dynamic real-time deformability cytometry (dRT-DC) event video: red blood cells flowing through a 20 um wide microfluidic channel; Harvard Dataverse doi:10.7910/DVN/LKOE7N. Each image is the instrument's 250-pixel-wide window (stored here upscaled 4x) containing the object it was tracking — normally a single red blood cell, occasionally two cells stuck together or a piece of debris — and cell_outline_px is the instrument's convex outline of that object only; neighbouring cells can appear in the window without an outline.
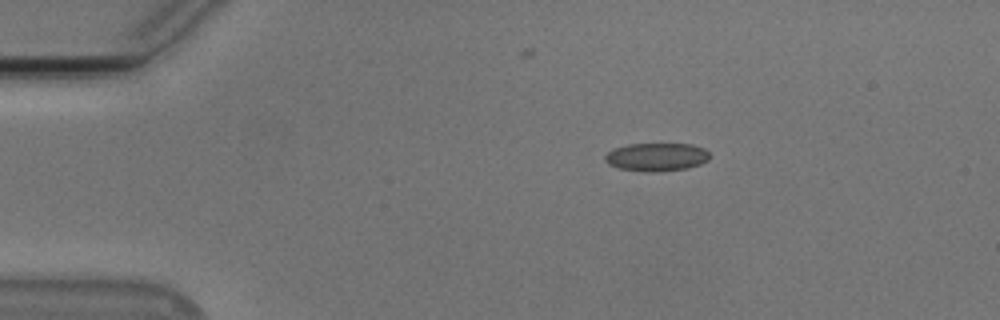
{"species": "Egyptian fruit bat (a non-hibernating species)", "species_latin": "Rousettus aegyptiacus", "temperature_condition": "cold", "stored_images_in_passage": 45, "camera_frame_rate_fps": 3000, "um_per_image_px": 0.085, "animal": {"sex": "male"}, "frame": {"image": 1, "passage_image": 1, "time_ms": 0.0, "image_size_px": [1000, 320], "cell_outline_px": [[712, 156], [708, 160], [700, 164], [688, 168], [648, 172], [620, 168], [608, 164], [604, 160], [604, 156], [608, 152], [616, 148], [628, 144], [692, 144], [704, 148]], "centroid_in_image_um": [55.83, 13.34], "position_along_channel_um": 29.2, "area_um2": 17.11}}
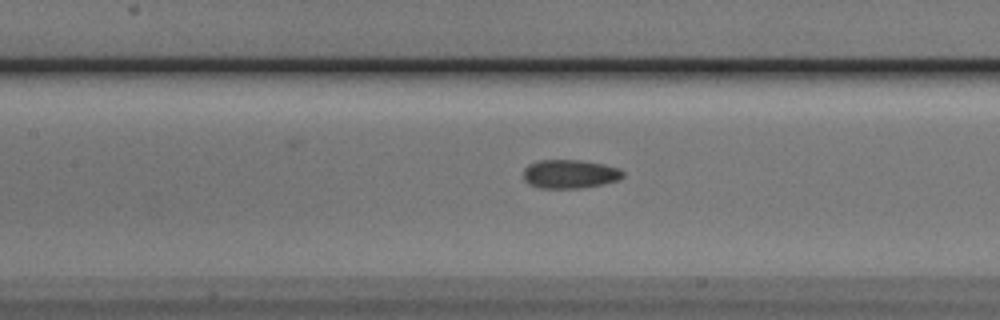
{"frame": {"image": 2, "passage_image": 16, "time_ms": 5.0, "image_size_px": [1000, 320], "cell_outline_px": [[624, 176], [620, 180], [604, 184], [580, 188], [540, 188], [528, 184], [524, 180], [524, 168], [528, 164], [540, 160], [580, 160], [604, 164], [620, 168], [624, 172]], "centroid_in_image_um": [48.46, 14.79], "position_along_channel_um": 158.9, "area_um2": 16.88}}
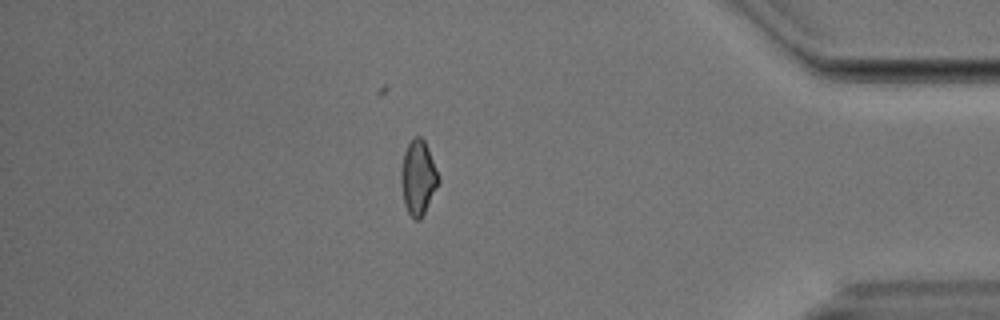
{"frame": {"image": 3, "passage_image": 38, "time_ms": 12.333, "image_size_px": [1000, 320], "cell_outline_px": [[440, 180], [420, 220], [416, 220], [408, 212], [404, 204], [400, 180], [400, 172], [404, 152], [408, 144], [416, 136], [420, 136], [424, 140], [428, 148]], "centroid_in_image_um": [35.52, 15.09], "position_along_channel_um": 399.7, "area_um2": 15.95}, "authors_computed_cell_mechanics": {"area_um2": 16.473, "velocity_mm_per_s": 3.7798, "shape_relaxation_time_tau1_ms": null, "shape_relaxation_time_tau2_ms": 2.3566, "deformation_change_tau1": null, "deformation_change_tau2": 0.0766}}